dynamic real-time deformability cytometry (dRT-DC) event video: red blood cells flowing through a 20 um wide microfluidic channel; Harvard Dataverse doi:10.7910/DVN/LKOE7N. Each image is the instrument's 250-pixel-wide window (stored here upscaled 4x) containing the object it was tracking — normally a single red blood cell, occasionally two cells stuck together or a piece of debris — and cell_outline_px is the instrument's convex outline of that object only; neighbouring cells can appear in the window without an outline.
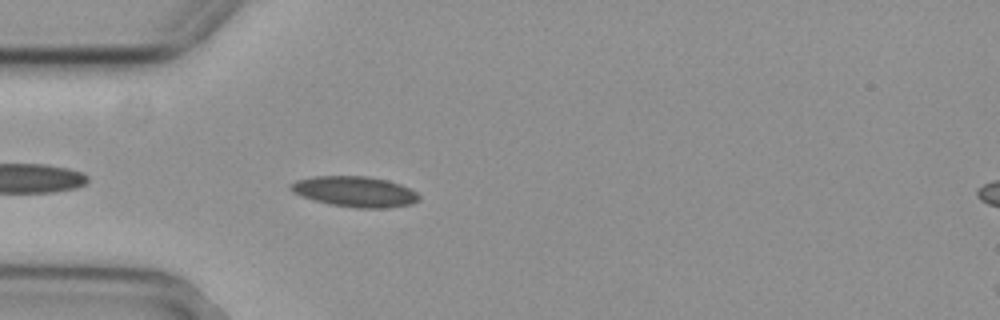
{"species": "common noctule bat (a hibernating species)", "species_latin": "Nyctalus noctula", "temperature_condition": "cold", "stored_images_in_passage": 7, "camera_frame_rate_fps": 3000, "um_per_image_px": 0.085, "animal": {"sex": "female", "body_mass_g": 29.2, "forearm_length_mm": 56.3}, "frame": {"image": 1, "passage_image": 3, "time_ms": 0.667, "image_size_px": [1000, 320], "cell_outline_px": [[420, 200], [412, 204], [388, 208], [356, 208], [328, 204], [312, 200], [300, 196], [292, 192], [288, 188], [288, 184], [296, 180], [312, 176], [368, 176], [388, 180], [412, 188], [420, 196]], "centroid_in_image_um": [30.15, 16.29], "position_along_channel_um": 54.9, "area_um2": 23.35}}
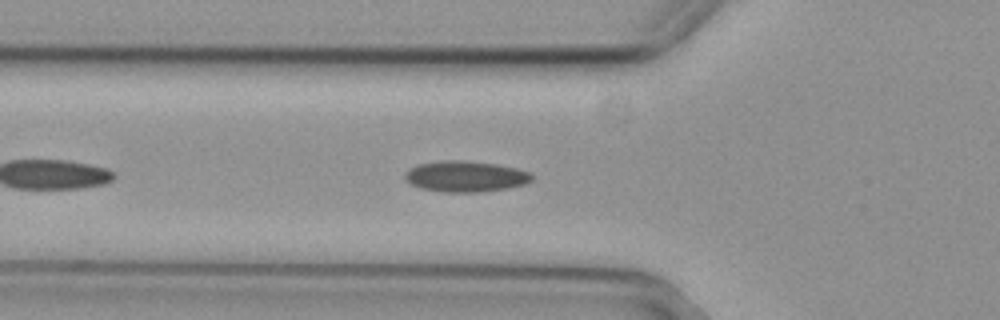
{"frame": {"image": 2, "passage_image": 6, "time_ms": 1.667, "image_size_px": [1000, 320], "cell_outline_px": [[532, 180], [524, 184], [508, 188], [484, 192], [440, 192], [420, 188], [404, 180], [404, 172], [408, 168], [416, 164], [440, 160], [464, 160], [496, 164], [516, 168], [528, 172], [532, 176]], "centroid_in_image_um": [39.5, 14.99], "position_along_channel_um": 86.3, "area_um2": 23.18}}